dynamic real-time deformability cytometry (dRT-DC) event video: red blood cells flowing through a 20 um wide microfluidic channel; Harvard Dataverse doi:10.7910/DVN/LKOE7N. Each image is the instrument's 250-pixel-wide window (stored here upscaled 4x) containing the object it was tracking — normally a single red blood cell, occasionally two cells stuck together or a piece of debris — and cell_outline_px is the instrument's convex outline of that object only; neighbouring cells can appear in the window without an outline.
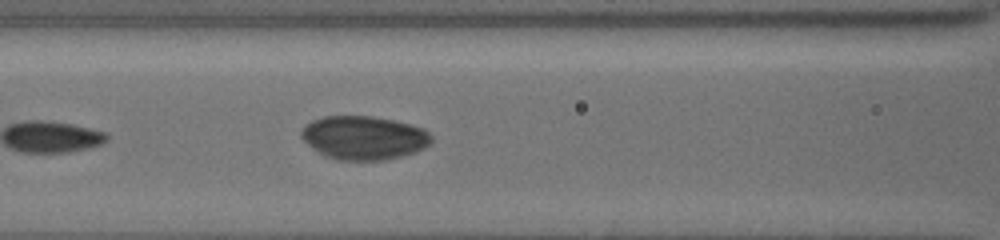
{"species": "common noctule bat (a hibernating species)", "species_latin": "Nyctalus noctula", "temperature_condition": "cold", "stored_images_in_passage": 5, "camera_frame_rate_fps": 3000, "um_per_image_px": 0.085, "animal": {"sex": "female", "body_mass_g": 19.5, "forearm_length_mm": 54.1}, "frame": {"image": 1, "passage_image": 5, "time_ms": 1.333, "image_size_px": [1000, 240], "cell_outline_px": [[432, 144], [416, 152], [404, 156], [384, 160], [340, 160], [324, 156], [312, 148], [300, 136], [300, 132], [312, 120], [324, 116], [372, 116], [412, 124], [424, 128], [432, 136]], "centroid_in_image_um": [30.97, 11.71], "position_along_channel_um": 135.6, "area_um2": 33.29}}